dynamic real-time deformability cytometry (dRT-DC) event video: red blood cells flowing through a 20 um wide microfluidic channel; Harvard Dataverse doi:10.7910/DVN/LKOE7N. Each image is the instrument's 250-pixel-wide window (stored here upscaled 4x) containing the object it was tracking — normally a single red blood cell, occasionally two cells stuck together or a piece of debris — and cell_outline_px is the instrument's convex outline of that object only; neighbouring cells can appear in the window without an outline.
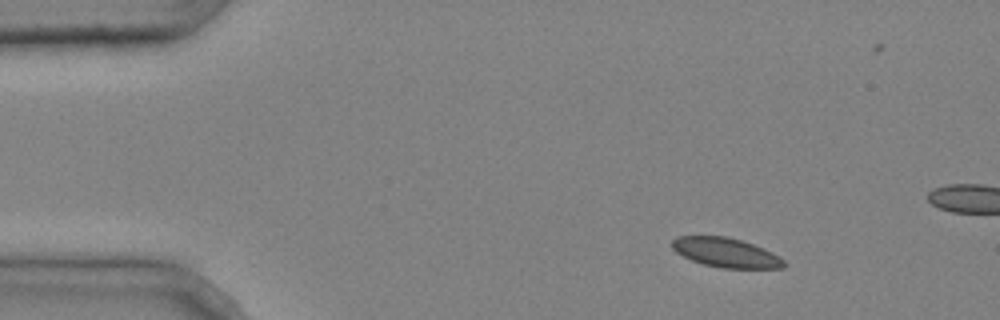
{"species": "common noctule bat (a hibernating species)", "species_latin": "Nyctalus noctula", "temperature_condition": "cold", "stored_images_in_passage": 4, "camera_frame_rate_fps": 3000, "um_per_image_px": 0.085, "animal": {"sex": "male", "body_mass_g": 20.4}, "frame": {"image": 1, "passage_image": 1, "time_ms": 0.0, "image_size_px": [1000, 320], "cell_outline_px": [[784, 268], [720, 268], [704, 264], [692, 260], [676, 252], [672, 248], [672, 240], [676, 236], [728, 236], [752, 244], [772, 252], [780, 256], [784, 260]], "centroid_in_image_um": [61.69, 21.47], "position_along_channel_um": 23.3, "area_um2": 19.07}}